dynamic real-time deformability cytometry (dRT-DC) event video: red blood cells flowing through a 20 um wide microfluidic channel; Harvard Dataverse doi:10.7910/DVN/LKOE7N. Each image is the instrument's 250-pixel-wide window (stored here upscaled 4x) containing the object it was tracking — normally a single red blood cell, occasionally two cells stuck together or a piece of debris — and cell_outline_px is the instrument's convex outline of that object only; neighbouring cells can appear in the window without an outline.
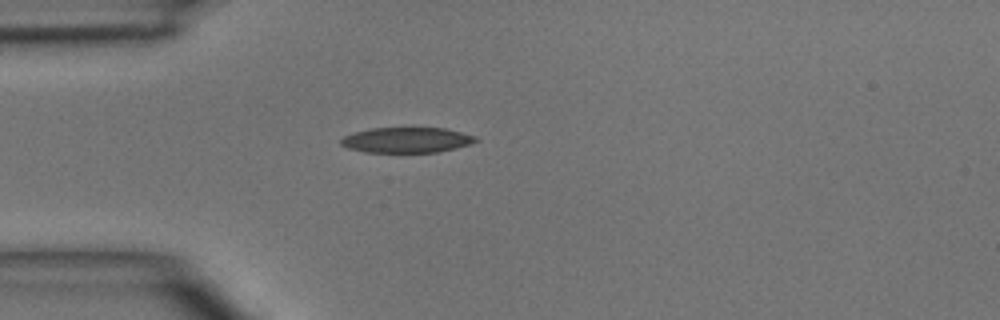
{"species": "common noctule bat (a hibernating species)", "species_latin": "Nyctalus noctula", "temperature_condition": "room temperature", "stored_images_in_passage": 3, "camera_frame_rate_fps": 3000, "um_per_image_px": 0.085, "animal": {"sex": "male", "body_mass_g": 15.6}, "frame": {"image": 1, "passage_image": 3, "time_ms": 2.333, "image_size_px": [1000, 320], "cell_outline_px": [[480, 140], [456, 148], [436, 152], [364, 152], [348, 148], [340, 144], [340, 140], [344, 136], [356, 132], [372, 128], [444, 128], [476, 136]], "centroid_in_image_um": [34.56, 11.9], "position_along_channel_um": 50.4, "area_um2": 19.77}}